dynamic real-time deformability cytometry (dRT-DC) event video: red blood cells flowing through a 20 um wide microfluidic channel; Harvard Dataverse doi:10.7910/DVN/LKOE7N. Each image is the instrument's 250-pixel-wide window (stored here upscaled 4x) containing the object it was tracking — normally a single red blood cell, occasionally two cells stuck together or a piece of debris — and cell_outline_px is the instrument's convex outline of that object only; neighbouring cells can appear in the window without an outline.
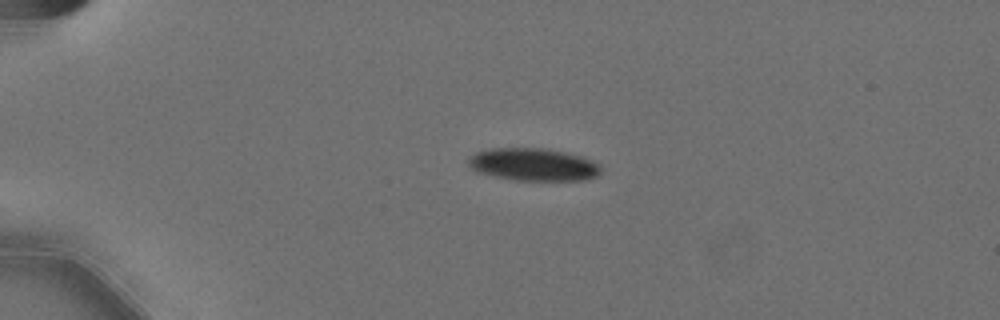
{"species": "Egyptian fruit bat (a non-hibernating species)", "species_latin": "Rousettus aegyptiacus", "temperature_condition": "cold", "stored_images_in_passage": 23, "camera_frame_rate_fps": 3000, "um_per_image_px": 0.085, "animal": {"sex": "female"}, "frame": {"image": 1, "passage_image": 1, "time_ms": 0.0, "image_size_px": [1000, 320], "cell_outline_px": [[600, 172], [596, 176], [584, 180], [512, 180], [476, 172], [468, 164], [468, 160], [476, 152], [488, 148], [544, 148], [564, 152], [580, 156], [592, 160], [600, 164]], "centroid_in_image_um": [45.32, 13.98], "position_along_channel_um": 39.7, "area_um2": 25.14}}
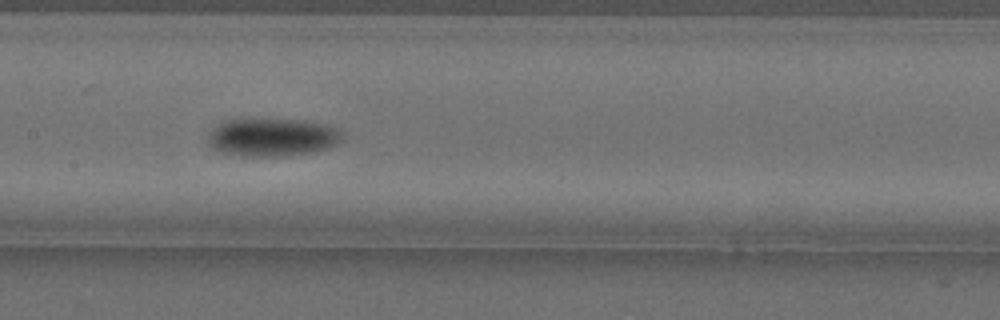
{"frame": {"image": 2, "passage_image": 17, "time_ms": 5.333, "image_size_px": [1000, 320], "cell_outline_px": [[344, 136], [336, 144], [328, 148], [312, 152], [276, 156], [244, 156], [220, 152], [212, 148], [208, 144], [208, 136], [220, 124], [228, 120], [304, 120], [324, 124], [336, 128], [344, 132]], "centroid_in_image_um": [23.18, 11.68], "position_along_channel_um": 184.2, "area_um2": 29.3}}
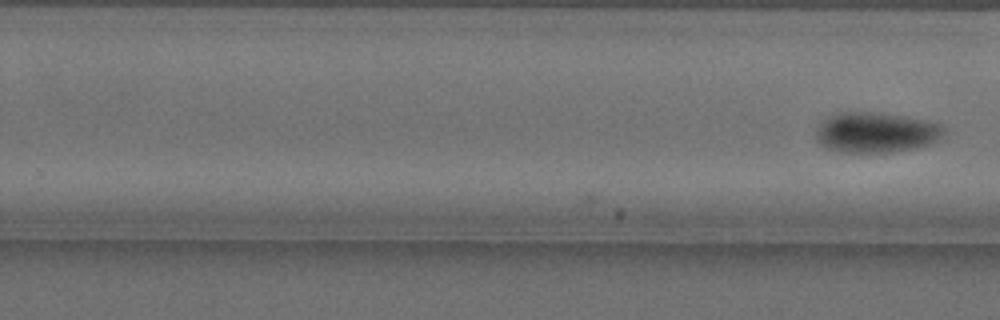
{"frame": {"image": 3, "passage_image": 23, "time_ms": 7.333, "image_size_px": [1000, 320], "cell_outline_px": [[944, 132], [936, 140], [928, 144], [916, 148], [892, 152], [844, 152], [824, 148], [816, 140], [816, 132], [820, 124], [832, 116], [840, 112], [876, 112], [900, 116], [940, 124], [944, 128]], "centroid_in_image_um": [74.42, 11.27], "position_along_channel_um": 255.4, "area_um2": 29.54}}